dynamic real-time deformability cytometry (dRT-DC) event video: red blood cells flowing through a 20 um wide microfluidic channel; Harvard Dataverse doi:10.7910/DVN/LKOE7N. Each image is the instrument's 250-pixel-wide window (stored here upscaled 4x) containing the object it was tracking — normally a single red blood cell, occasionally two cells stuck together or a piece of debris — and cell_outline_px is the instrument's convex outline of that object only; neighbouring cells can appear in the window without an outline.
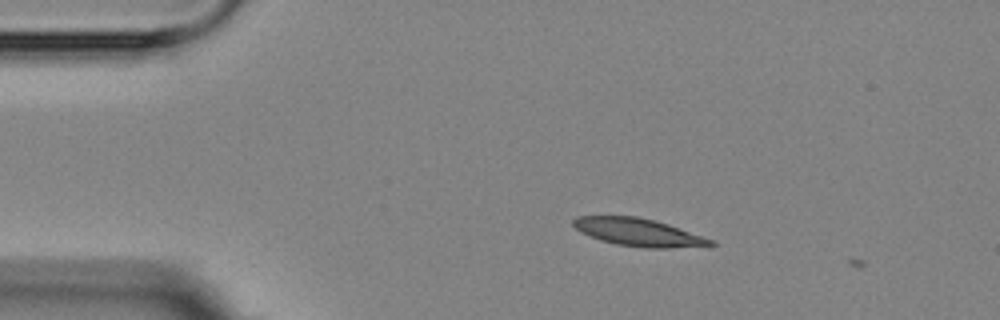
{"species": "Egyptian fruit bat (a non-hibernating species)", "species_latin": "Rousettus aegyptiacus", "temperature_condition": "room temperature", "stored_images_in_passage": 2, "camera_frame_rate_fps": 3000, "um_per_image_px": 0.085, "animal": {"sex": "female"}, "frame": {"image": 1, "passage_image": 1, "time_ms": 0.0, "image_size_px": [1000, 320], "cell_outline_px": [[716, 244], [708, 248], [644, 248], [616, 244], [600, 240], [580, 232], [572, 224], [572, 220], [576, 216], [636, 216], [656, 220], [716, 240]], "centroid_in_image_um": [54.38, 19.77], "position_along_channel_um": 30.6, "area_um2": 22.77}}